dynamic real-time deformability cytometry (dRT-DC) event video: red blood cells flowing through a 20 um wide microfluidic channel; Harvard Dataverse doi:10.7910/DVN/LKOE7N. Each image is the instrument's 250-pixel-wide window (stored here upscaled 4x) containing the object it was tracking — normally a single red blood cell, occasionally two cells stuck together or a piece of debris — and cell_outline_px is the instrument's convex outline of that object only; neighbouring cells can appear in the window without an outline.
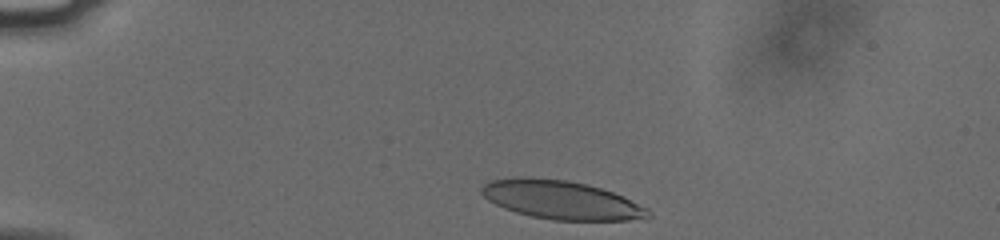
{"species": "human", "species_latin": "Homo sapiens", "temperature_condition": "cold", "stored_images_in_passage": 36, "camera_frame_rate_fps": 3000, "um_per_image_px": 0.085, "donor": {"sex": "male"}, "frame": {"image": 1, "passage_image": 2, "time_ms": 0.333, "image_size_px": [1000, 240], "cell_outline_px": [[652, 216], [648, 220], [552, 220], [532, 216], [516, 212], [504, 208], [488, 200], [480, 192], [480, 188], [484, 184], [492, 180], [516, 176], [528, 176], [568, 180], [588, 184], [624, 196], [648, 208], [652, 212]], "centroid_in_image_um": [47.75, 16.99], "position_along_channel_um": 37.3, "area_um2": 37.97}}
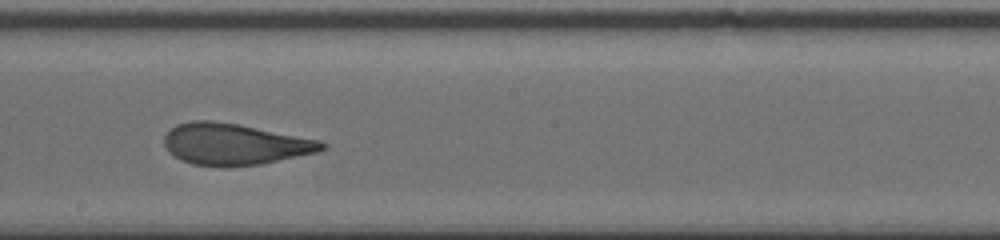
{"frame": {"image": 2, "passage_image": 22, "time_ms": 7.0, "image_size_px": [1000, 240], "cell_outline_px": [[328, 144], [324, 148], [316, 152], [260, 164], [192, 164], [180, 160], [168, 152], [164, 144], [164, 136], [176, 124], [192, 120], [212, 120], [240, 124], [320, 140]], "centroid_in_image_um": [19.92, 12.21], "position_along_channel_um": 228.3, "area_um2": 37.34}}
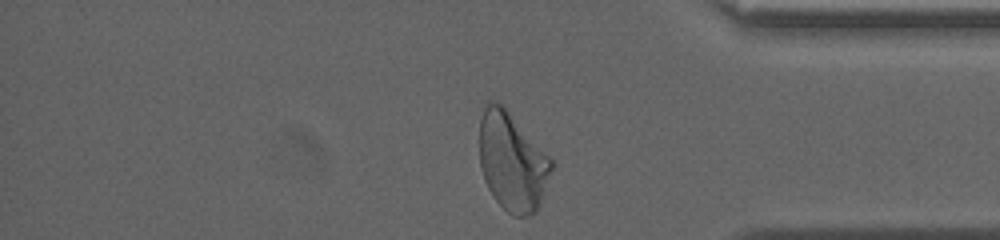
{"frame": {"image": 3, "passage_image": 36, "time_ms": 11.667, "image_size_px": [1000, 240], "cell_outline_px": [[556, 164], [536, 212], [528, 216], [512, 216], [496, 200], [488, 188], [484, 180], [480, 164], [480, 120], [484, 108], [488, 100], [492, 100], [500, 104], [508, 112]], "centroid_in_image_um": [43.55, 13.78], "position_along_channel_um": 391.7, "area_um2": 40.86}, "authors_computed_cell_mechanics": {"area_um2": 38.1769, "velocity_mm_per_s": 3.7712, "shape_relaxation_time_tau1_ms": 6.077, "shape_relaxation_time_tau2_ms": 1.1613, "deformation_change_tau1": 0.2087, "deformation_change_tau2": 0.0915}}